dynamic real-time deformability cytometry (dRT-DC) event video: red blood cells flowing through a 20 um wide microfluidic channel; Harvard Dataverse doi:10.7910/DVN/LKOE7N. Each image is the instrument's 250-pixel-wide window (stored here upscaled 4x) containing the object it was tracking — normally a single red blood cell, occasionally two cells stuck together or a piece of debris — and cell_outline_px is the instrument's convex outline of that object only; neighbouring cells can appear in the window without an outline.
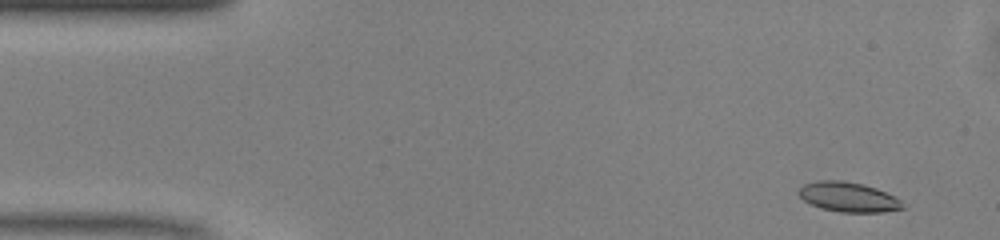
{"species": "common noctule bat (a hibernating species)", "species_latin": "Nyctalus noctula", "temperature_condition": "warm", "stored_images_in_passage": 48, "camera_frame_rate_fps": 3000, "um_per_image_px": 0.085, "animal": {"sex": "male", "body_mass_g": 13.0, "forearm_length_mm": 53.1}, "frame": {"image": 1, "passage_image": 2, "time_ms": 0.333, "image_size_px": [1000, 240], "cell_outline_px": [[904, 208], [880, 212], [840, 212], [820, 208], [804, 200], [796, 192], [804, 184], [816, 180], [844, 180], [864, 184], [876, 188], [900, 200]], "centroid_in_image_um": [72.06, 16.73], "position_along_channel_um": 12.9, "area_um2": 17.92}}
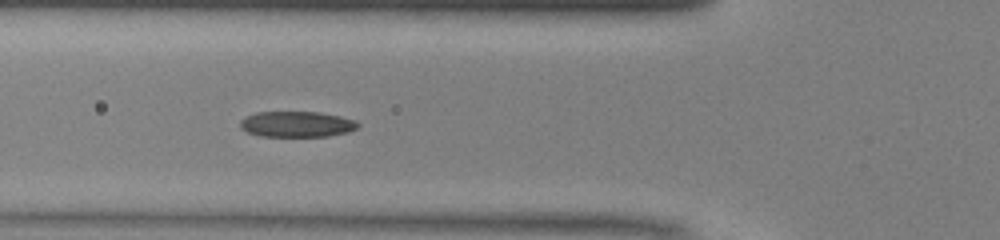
{"frame": {"image": 2, "passage_image": 16, "time_ms": 5.0, "image_size_px": [1000, 240], "cell_outline_px": [[360, 124], [356, 128], [348, 132], [328, 136], [260, 136], [248, 132], [240, 128], [240, 120], [256, 112], [320, 112], [340, 116], [356, 120]], "centroid_in_image_um": [25.24, 10.55], "position_along_channel_um": 100.6, "area_um2": 17.63}}
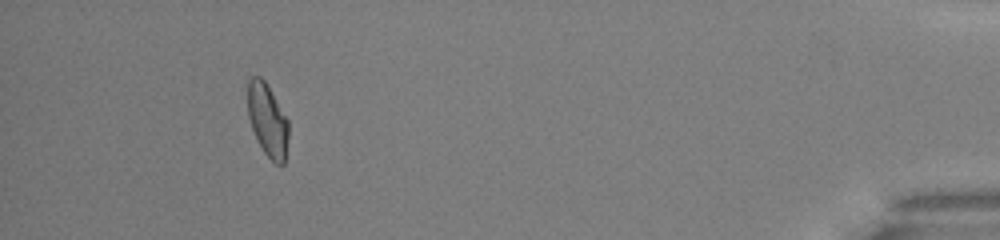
{"frame": {"image": 3, "passage_image": 44, "time_ms": 14.333, "image_size_px": [1000, 240], "cell_outline_px": [[288, 136], [284, 164], [276, 164], [264, 152], [252, 128], [248, 116], [248, 80], [252, 76], [260, 76], [264, 80], [288, 120]], "centroid_in_image_um": [22.74, 10.2], "position_along_channel_um": 412.5, "area_um2": 16.94}, "authors_computed_cell_mechanics": {"area_um2": 18.1492, "velocity_mm_per_s": 4.1203, "shape_relaxation_time_tau1_ms": 3.8372, "shape_relaxation_time_tau2_ms": 1.6386, "deformation_change_tau1": 0.1383, "deformation_change_tau2": 0.0838}}